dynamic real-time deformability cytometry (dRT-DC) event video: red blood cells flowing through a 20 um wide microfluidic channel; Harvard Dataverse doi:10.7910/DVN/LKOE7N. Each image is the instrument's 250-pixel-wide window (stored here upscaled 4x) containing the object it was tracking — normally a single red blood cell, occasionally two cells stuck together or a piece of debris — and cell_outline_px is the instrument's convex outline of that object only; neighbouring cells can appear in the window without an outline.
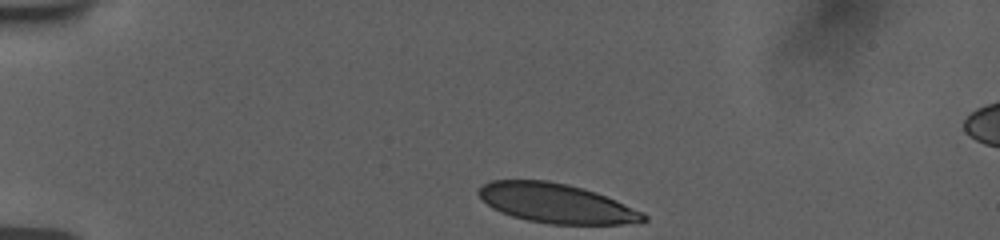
{"species": "human", "species_latin": "Homo sapiens", "temperature_condition": "room temperature", "stored_images_in_passage": 13, "camera_frame_rate_fps": 3000, "um_per_image_px": 0.085, "donor": {"sex": "female"}, "frame": {"image": 1, "passage_image": 1, "time_ms": 0.0, "image_size_px": [1000, 240], "cell_outline_px": [[648, 220], [620, 224], [552, 224], [528, 220], [512, 216], [500, 212], [492, 208], [476, 192], [484, 184], [492, 180], [548, 180], [568, 184], [584, 188], [596, 192], [616, 200], [644, 212], [648, 216]], "centroid_in_image_um": [47.3, 17.27], "position_along_channel_um": 37.7, "area_um2": 37.8}}
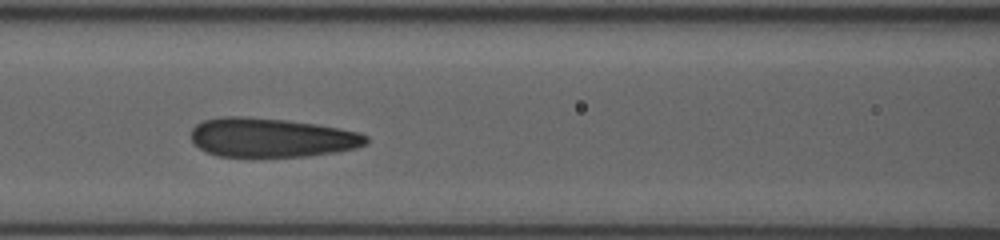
{"frame": {"image": 2, "passage_image": 9, "time_ms": 4.333, "image_size_px": [1000, 240], "cell_outline_px": [[368, 144], [356, 148], [336, 152], [308, 156], [216, 156], [192, 144], [192, 128], [196, 124], [204, 120], [224, 116], [244, 116], [288, 120], [316, 124], [360, 132], [368, 136]], "centroid_in_image_um": [23.09, 11.69], "position_along_channel_um": 143.5, "area_um2": 40.06}}
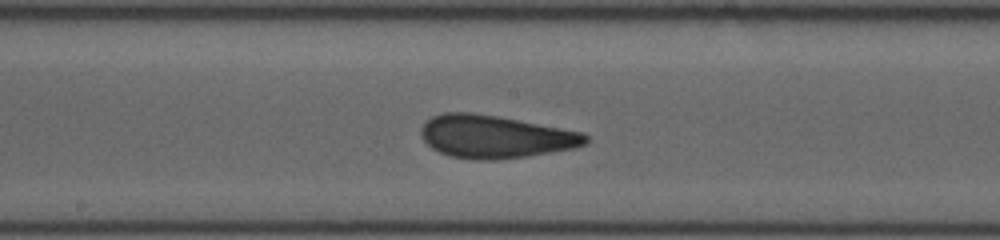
{"frame": {"image": 3, "passage_image": 12, "time_ms": 6.0, "image_size_px": [1000, 240], "cell_outline_px": [[588, 140], [584, 144], [576, 148], [524, 156], [496, 160], [476, 160], [452, 156], [440, 152], [432, 148], [424, 140], [420, 132], [420, 128], [432, 116], [444, 112], [472, 112], [496, 116], [584, 132], [588, 136]], "centroid_in_image_um": [42.08, 11.61], "position_along_channel_um": 206.1, "area_um2": 40.81}}